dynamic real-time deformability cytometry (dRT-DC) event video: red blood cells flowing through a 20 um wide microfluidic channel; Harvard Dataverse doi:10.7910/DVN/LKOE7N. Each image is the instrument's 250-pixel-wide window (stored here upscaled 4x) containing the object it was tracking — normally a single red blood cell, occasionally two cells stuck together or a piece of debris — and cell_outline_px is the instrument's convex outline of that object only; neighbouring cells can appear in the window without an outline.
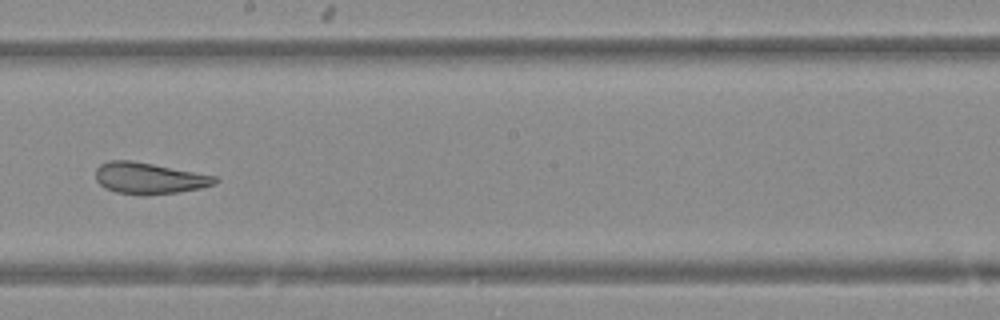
{"species": "Egyptian fruit bat (a non-hibernating species)", "species_latin": "Rousettus aegyptiacus", "temperature_condition": "warm", "stored_images_in_passage": 49, "camera_frame_rate_fps": 3000, "um_per_image_px": 0.085, "animal": {"sex": "female"}, "frame": {"image": 1, "passage_image": 28, "time_ms": 9.0, "image_size_px": [1000, 320], "cell_outline_px": [[220, 180], [216, 184], [200, 188], [180, 192], [116, 192], [104, 188], [96, 180], [96, 168], [100, 164], [112, 160], [128, 160], [152, 164], [216, 176]], "centroid_in_image_um": [12.68, 15.11], "position_along_channel_um": 235.5, "area_um2": 20.92}}